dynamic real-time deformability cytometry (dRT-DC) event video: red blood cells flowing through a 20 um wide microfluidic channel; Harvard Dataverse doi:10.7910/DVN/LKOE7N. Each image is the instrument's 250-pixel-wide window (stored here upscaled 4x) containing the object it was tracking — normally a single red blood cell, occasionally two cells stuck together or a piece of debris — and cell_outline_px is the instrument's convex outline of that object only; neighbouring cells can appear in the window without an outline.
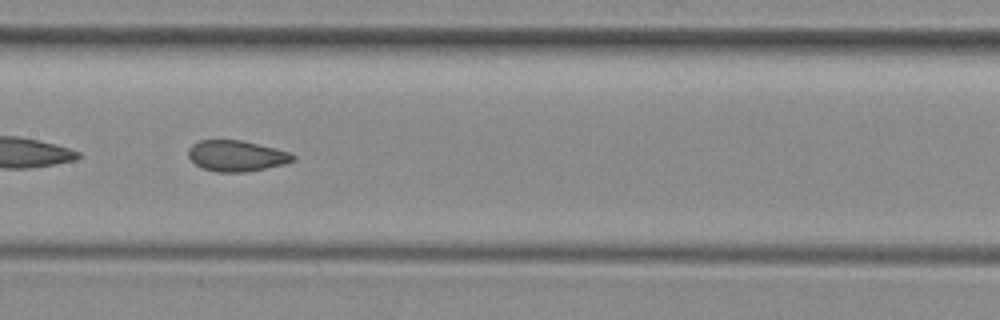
{"species": "common noctule bat (a hibernating species)", "species_latin": "Nyctalus noctula", "temperature_condition": "room temperature", "stored_images_in_passage": 33, "camera_frame_rate_fps": 3000, "um_per_image_px": 0.085, "animal": {"sex": "female", "body_mass_g": 29.2, "forearm_length_mm": 56.3}, "frame": {"image": 1, "passage_image": 18, "time_ms": 5.667, "image_size_px": [1000, 320], "cell_outline_px": [[296, 160], [284, 164], [244, 172], [216, 172], [204, 168], [196, 164], [188, 156], [188, 148], [192, 144], [200, 140], [240, 140], [276, 148], [292, 152], [296, 156]], "centroid_in_image_um": [20.13, 13.24], "position_along_channel_um": 187.3, "area_um2": 18.84}, "authors_computed_cell_mechanics": {"area_um2": 19.4786, "velocity_mm_per_s": 3.9758, "shape_relaxation_time_tau1_ms": null, "shape_relaxation_time_tau2_ms": 0.9335, "deformation_change_tau1": null, "deformation_change_tau2": 0.0567}}